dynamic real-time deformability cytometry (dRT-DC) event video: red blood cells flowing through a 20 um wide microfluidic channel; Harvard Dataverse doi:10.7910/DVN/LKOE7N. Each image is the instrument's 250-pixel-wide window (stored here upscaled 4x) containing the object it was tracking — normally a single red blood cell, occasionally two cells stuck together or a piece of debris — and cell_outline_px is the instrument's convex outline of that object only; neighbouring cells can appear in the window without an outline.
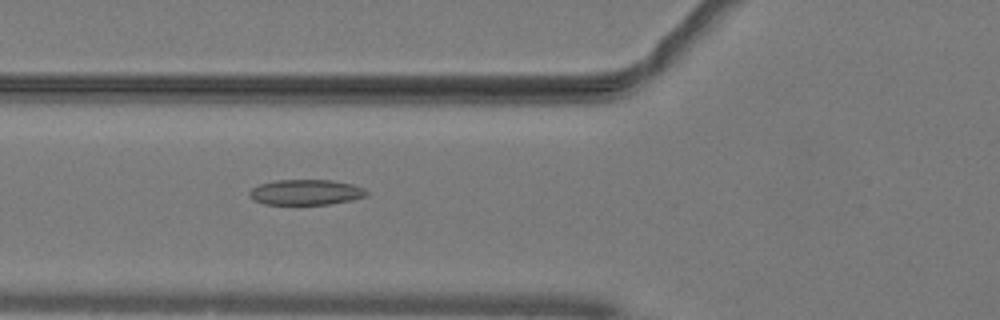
{"species": "common noctule bat (a hibernating species)", "species_latin": "Nyctalus noctula", "temperature_condition": "warm", "stored_images_in_passage": 38, "camera_frame_rate_fps": 3000, "um_per_image_px": 0.085, "animal": {"sex": "male", "body_mass_g": 19.2, "forearm_length_mm": 51.8}, "frame": {"image": 1, "passage_image": 7, "time_ms": 2.0, "image_size_px": [1000, 320], "cell_outline_px": [[368, 192], [364, 196], [352, 200], [332, 204], [264, 204], [252, 200], [248, 196], [248, 192], [252, 188], [260, 184], [276, 180], [332, 180], [352, 184], [364, 188]], "centroid_in_image_um": [25.97, 16.34], "position_along_channel_um": 99.8, "area_um2": 17.4}}
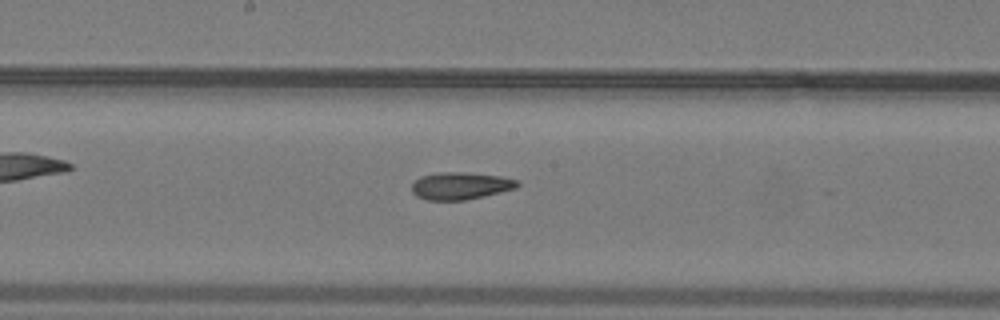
{"frame": {"image": 2, "passage_image": 15, "time_ms": 4.667, "image_size_px": [1000, 320], "cell_outline_px": [[520, 184], [516, 188], [484, 196], [464, 200], [428, 200], [416, 196], [412, 192], [412, 184], [420, 176], [436, 172], [460, 172], [500, 176], [520, 180]], "centroid_in_image_um": [39.14, 15.79], "position_along_channel_um": 209.1, "area_um2": 16.82}}
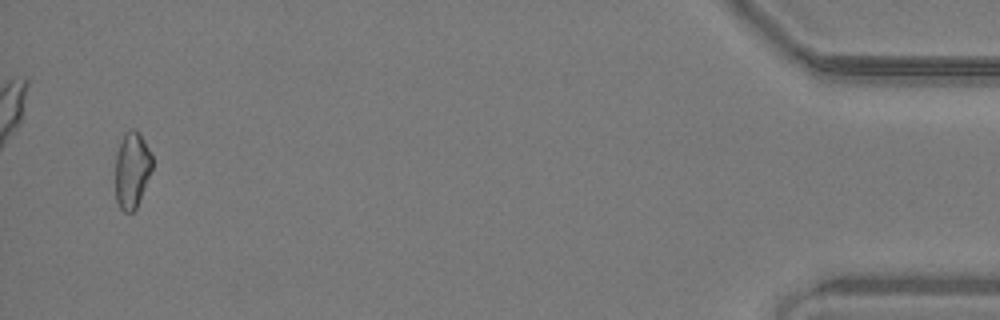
{"frame": {"image": 3, "passage_image": 37, "time_ms": 12.0, "image_size_px": [1000, 320], "cell_outline_px": [[152, 168], [136, 208], [132, 212], [124, 212], [120, 208], [116, 200], [116, 152], [124, 132], [132, 128], [136, 128], [144, 140], [152, 156]], "centroid_in_image_um": [11.2, 14.41], "position_along_channel_um": 424.0, "area_um2": 16.3}, "authors_computed_cell_mechanics": {"area_um2": 16.9065, "velocity_mm_per_s": 4.0712, "shape_relaxation_time_tau1_ms": null, "shape_relaxation_time_tau2_ms": 2.4237, "deformation_change_tau1": null, "deformation_change_tau2": 0.0972}}